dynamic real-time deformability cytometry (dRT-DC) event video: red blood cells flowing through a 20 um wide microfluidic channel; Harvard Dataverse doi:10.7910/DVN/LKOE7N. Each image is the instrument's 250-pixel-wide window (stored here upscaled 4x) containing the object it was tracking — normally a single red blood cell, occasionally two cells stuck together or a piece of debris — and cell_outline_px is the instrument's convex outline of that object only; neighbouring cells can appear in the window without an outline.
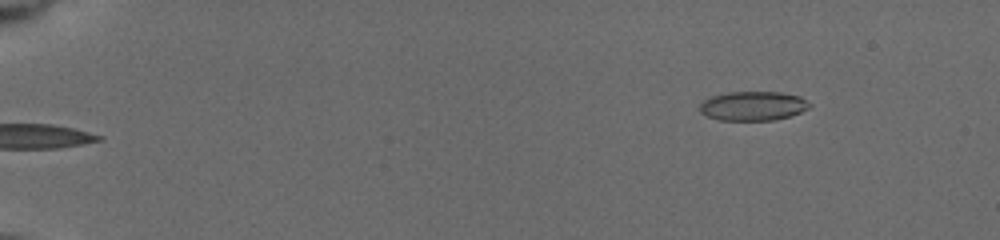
{"species": "common noctule bat (a hibernating species)", "species_latin": "Nyctalus noctula", "temperature_condition": "cold", "stored_images_in_passage": 4, "camera_frame_rate_fps": 3000, "um_per_image_px": 0.085, "animal": {"sex": "female", "body_mass_g": 19.5, "forearm_length_mm": 54.1}, "frame": {"image": 1, "passage_image": 4, "time_ms": 2.667, "image_size_px": [1000, 240], "cell_outline_px": [[812, 104], [808, 108], [800, 112], [788, 116], [772, 120], [720, 120], [708, 116], [700, 112], [700, 104], [704, 100], [712, 96], [728, 92], [780, 92], [800, 96]], "centroid_in_image_um": [64.01, 9.0], "position_along_channel_um": 21.0, "area_um2": 18.55}}